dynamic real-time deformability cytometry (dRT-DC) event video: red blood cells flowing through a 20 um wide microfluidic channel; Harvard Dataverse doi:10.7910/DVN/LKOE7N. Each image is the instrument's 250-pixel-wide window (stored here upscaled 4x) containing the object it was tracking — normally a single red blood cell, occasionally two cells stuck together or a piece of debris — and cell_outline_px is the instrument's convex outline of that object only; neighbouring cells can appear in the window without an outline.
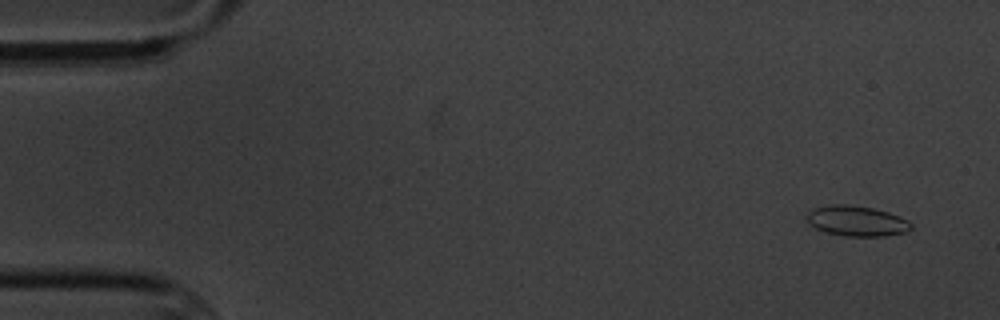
{"species": "common noctule bat (a hibernating species)", "species_latin": "Nyctalus noctula", "temperature_condition": "cold", "stored_images_in_passage": 6, "camera_frame_rate_fps": 3000, "um_per_image_px": 0.085, "animal": {"sex": "male", "body_mass_g": 20.1, "forearm_length_mm": 53.5}, "frame": {"image": 1, "passage_image": 1, "time_ms": 0.0, "image_size_px": [1000, 320], "cell_outline_px": [[912, 228], [908, 232], [884, 236], [844, 236], [824, 232], [808, 224], [808, 212], [812, 208], [832, 204], [848, 204], [872, 208], [888, 212], [900, 216], [908, 220], [912, 224]], "centroid_in_image_um": [72.83, 18.78], "position_along_channel_um": 12.2, "area_um2": 18.61}}
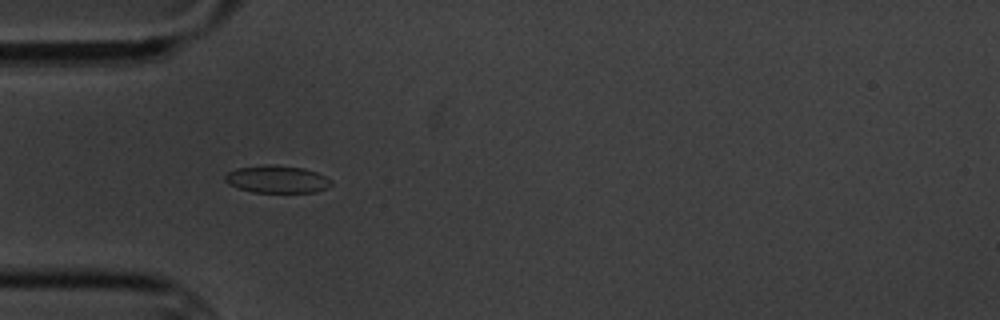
{"frame": {"image": 2, "passage_image": 5, "time_ms": 4.667, "image_size_px": [1000, 320], "cell_outline_px": [[332, 184], [316, 192], [252, 192], [236, 188], [228, 184], [224, 180], [224, 176], [228, 172], [236, 168], [268, 164], [304, 168], [316, 172], [332, 180]], "centroid_in_image_um": [23.5, 15.23], "position_along_channel_um": 61.5, "area_um2": 16.99}}
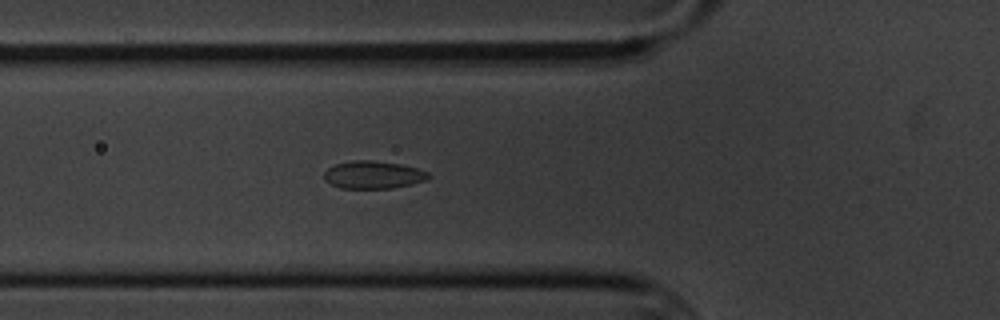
{"frame": {"image": 3, "passage_image": 6, "time_ms": 5.667, "image_size_px": [1000, 320], "cell_outline_px": [[432, 176], [424, 180], [412, 184], [392, 188], [340, 188], [324, 180], [324, 172], [328, 168], [336, 164], [352, 160], [372, 160], [400, 164], [416, 168], [428, 172]], "centroid_in_image_um": [31.71, 14.85], "position_along_channel_um": 94.1, "area_um2": 16.76}}